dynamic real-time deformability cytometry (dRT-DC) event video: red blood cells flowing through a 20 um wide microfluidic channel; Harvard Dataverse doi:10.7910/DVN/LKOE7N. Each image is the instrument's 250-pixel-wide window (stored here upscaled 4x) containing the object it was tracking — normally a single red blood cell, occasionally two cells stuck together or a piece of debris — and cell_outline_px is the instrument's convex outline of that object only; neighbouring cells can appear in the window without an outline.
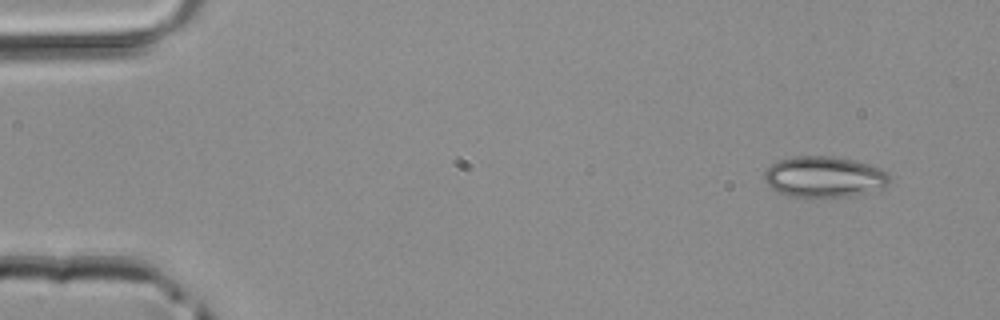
{"species": "common noctule bat (a hibernating species)", "species_latin": "Nyctalus noctula", "temperature_condition": "room temperature", "stored_images_in_passage": 2, "camera_frame_rate_fps": 3000, "um_per_image_px": 0.085, "animal": {"sex": "male", "body_mass_g": 20.4}, "frame": {"image": 1, "passage_image": 1, "time_ms": 0.0, "image_size_px": [1000, 320], "cell_outline_px": [[888, 184], [884, 188], [852, 196], [792, 196], [780, 192], [772, 188], [764, 180], [764, 172], [772, 164], [780, 160], [792, 156], [832, 156], [856, 160], [880, 168], [888, 172]], "centroid_in_image_um": [70.08, 15.01], "position_along_channel_um": 14.9, "area_um2": 29.65}}